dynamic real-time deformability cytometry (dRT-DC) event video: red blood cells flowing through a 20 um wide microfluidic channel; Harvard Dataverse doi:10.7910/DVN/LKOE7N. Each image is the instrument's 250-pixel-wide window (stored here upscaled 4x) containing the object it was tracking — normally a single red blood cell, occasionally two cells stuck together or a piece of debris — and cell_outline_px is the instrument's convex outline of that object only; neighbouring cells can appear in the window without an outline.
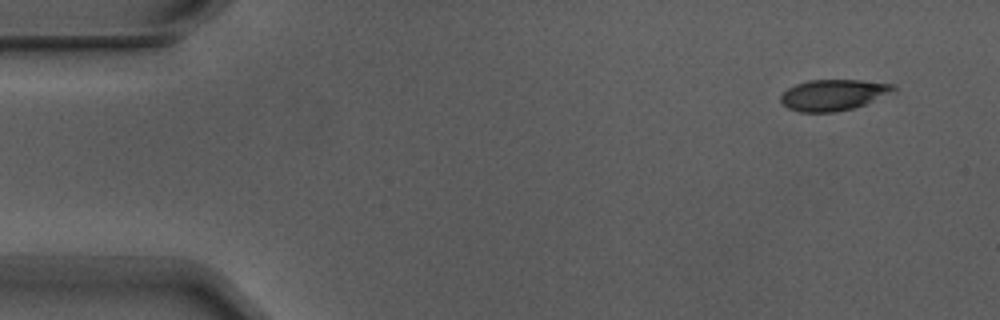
{"species": "Egyptian fruit bat (a non-hibernating species)", "species_latin": "Rousettus aegyptiacus", "temperature_condition": "warm", "stored_images_in_passage": 4, "camera_frame_rate_fps": 3000, "um_per_image_px": 0.085, "animal": {"sex": "male"}, "frame": {"image": 1, "passage_image": 1, "time_ms": 0.0, "image_size_px": [1000, 320], "cell_outline_px": [[896, 92], [864, 104], [852, 108], [836, 112], [800, 112], [788, 108], [780, 100], [780, 96], [788, 88], [796, 84], [808, 80], [864, 80], [892, 84], [896, 88]], "centroid_in_image_um": [70.85, 8.06], "position_along_channel_um": 14.1, "area_um2": 20.4}}
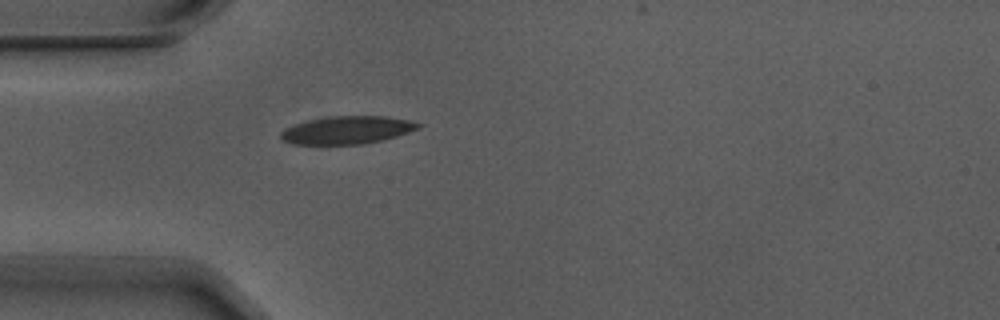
{"frame": {"image": 2, "passage_image": 4, "time_ms": 1.0, "image_size_px": [1000, 320], "cell_outline_px": [[424, 124], [420, 128], [384, 140], [364, 144], [292, 144], [284, 140], [280, 136], [280, 132], [284, 128], [308, 120], [332, 116], [384, 116], [408, 120]], "centroid_in_image_um": [29.52, 11.05], "position_along_channel_um": 55.5, "area_um2": 22.25}}